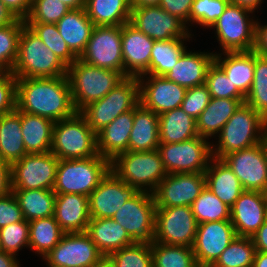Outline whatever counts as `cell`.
Listing matches in <instances>:
<instances>
[{
  "instance_id": "6da1fadb",
  "label": "cell",
  "mask_w": 267,
  "mask_h": 267,
  "mask_svg": "<svg viewBox=\"0 0 267 267\" xmlns=\"http://www.w3.org/2000/svg\"><path fill=\"white\" fill-rule=\"evenodd\" d=\"M16 109L53 122L72 117L76 110L66 76L17 78Z\"/></svg>"
},
{
  "instance_id": "7a4b0ae2",
  "label": "cell",
  "mask_w": 267,
  "mask_h": 267,
  "mask_svg": "<svg viewBox=\"0 0 267 267\" xmlns=\"http://www.w3.org/2000/svg\"><path fill=\"white\" fill-rule=\"evenodd\" d=\"M267 130V120L247 103H242L211 144L212 157L221 159L227 154L261 143Z\"/></svg>"
},
{
  "instance_id": "3957f363",
  "label": "cell",
  "mask_w": 267,
  "mask_h": 267,
  "mask_svg": "<svg viewBox=\"0 0 267 267\" xmlns=\"http://www.w3.org/2000/svg\"><path fill=\"white\" fill-rule=\"evenodd\" d=\"M71 98L76 112L102 99L126 77L119 71L99 68L79 58L67 69Z\"/></svg>"
},
{
  "instance_id": "277c9868",
  "label": "cell",
  "mask_w": 267,
  "mask_h": 267,
  "mask_svg": "<svg viewBox=\"0 0 267 267\" xmlns=\"http://www.w3.org/2000/svg\"><path fill=\"white\" fill-rule=\"evenodd\" d=\"M67 69L68 66L25 25L11 73L16 78H54L66 76Z\"/></svg>"
},
{
  "instance_id": "5b68a950",
  "label": "cell",
  "mask_w": 267,
  "mask_h": 267,
  "mask_svg": "<svg viewBox=\"0 0 267 267\" xmlns=\"http://www.w3.org/2000/svg\"><path fill=\"white\" fill-rule=\"evenodd\" d=\"M110 169L136 191L151 194L168 174L158 150L118 154L110 161Z\"/></svg>"
},
{
  "instance_id": "8992f818",
  "label": "cell",
  "mask_w": 267,
  "mask_h": 267,
  "mask_svg": "<svg viewBox=\"0 0 267 267\" xmlns=\"http://www.w3.org/2000/svg\"><path fill=\"white\" fill-rule=\"evenodd\" d=\"M109 170L110 161L100 154L84 159L59 160L53 191L89 196Z\"/></svg>"
},
{
  "instance_id": "52a82bcc",
  "label": "cell",
  "mask_w": 267,
  "mask_h": 267,
  "mask_svg": "<svg viewBox=\"0 0 267 267\" xmlns=\"http://www.w3.org/2000/svg\"><path fill=\"white\" fill-rule=\"evenodd\" d=\"M51 152L59 159H84L99 155L97 134L86 119L76 112L72 117L54 122Z\"/></svg>"
},
{
  "instance_id": "ba28073f",
  "label": "cell",
  "mask_w": 267,
  "mask_h": 267,
  "mask_svg": "<svg viewBox=\"0 0 267 267\" xmlns=\"http://www.w3.org/2000/svg\"><path fill=\"white\" fill-rule=\"evenodd\" d=\"M139 103L138 78L126 77L106 96L89 104L79 113L86 119L88 126L97 134L120 114L134 109Z\"/></svg>"
},
{
  "instance_id": "9c48e42d",
  "label": "cell",
  "mask_w": 267,
  "mask_h": 267,
  "mask_svg": "<svg viewBox=\"0 0 267 267\" xmlns=\"http://www.w3.org/2000/svg\"><path fill=\"white\" fill-rule=\"evenodd\" d=\"M252 14L253 11L248 8L228 3L211 27L216 30V39L222 47V53L253 51L256 21L254 17L249 18Z\"/></svg>"
},
{
  "instance_id": "30bf717a",
  "label": "cell",
  "mask_w": 267,
  "mask_h": 267,
  "mask_svg": "<svg viewBox=\"0 0 267 267\" xmlns=\"http://www.w3.org/2000/svg\"><path fill=\"white\" fill-rule=\"evenodd\" d=\"M156 204L153 194L136 191L112 216L132 238L133 243L152 245Z\"/></svg>"
},
{
  "instance_id": "8fae6325",
  "label": "cell",
  "mask_w": 267,
  "mask_h": 267,
  "mask_svg": "<svg viewBox=\"0 0 267 267\" xmlns=\"http://www.w3.org/2000/svg\"><path fill=\"white\" fill-rule=\"evenodd\" d=\"M157 150L167 173L205 172L212 158L211 143L201 136L177 143H160Z\"/></svg>"
},
{
  "instance_id": "7c38bea8",
  "label": "cell",
  "mask_w": 267,
  "mask_h": 267,
  "mask_svg": "<svg viewBox=\"0 0 267 267\" xmlns=\"http://www.w3.org/2000/svg\"><path fill=\"white\" fill-rule=\"evenodd\" d=\"M58 164L52 152L24 155L10 166L11 190H52Z\"/></svg>"
},
{
  "instance_id": "4fadbf2b",
  "label": "cell",
  "mask_w": 267,
  "mask_h": 267,
  "mask_svg": "<svg viewBox=\"0 0 267 267\" xmlns=\"http://www.w3.org/2000/svg\"><path fill=\"white\" fill-rule=\"evenodd\" d=\"M197 225L191 206L156 207L154 242L192 248Z\"/></svg>"
},
{
  "instance_id": "5bb4252c",
  "label": "cell",
  "mask_w": 267,
  "mask_h": 267,
  "mask_svg": "<svg viewBox=\"0 0 267 267\" xmlns=\"http://www.w3.org/2000/svg\"><path fill=\"white\" fill-rule=\"evenodd\" d=\"M79 59L99 68L119 71L124 75L122 25L95 26Z\"/></svg>"
},
{
  "instance_id": "9a60e30c",
  "label": "cell",
  "mask_w": 267,
  "mask_h": 267,
  "mask_svg": "<svg viewBox=\"0 0 267 267\" xmlns=\"http://www.w3.org/2000/svg\"><path fill=\"white\" fill-rule=\"evenodd\" d=\"M130 23L154 41L192 38L187 26L159 5L131 7Z\"/></svg>"
},
{
  "instance_id": "2e32d148",
  "label": "cell",
  "mask_w": 267,
  "mask_h": 267,
  "mask_svg": "<svg viewBox=\"0 0 267 267\" xmlns=\"http://www.w3.org/2000/svg\"><path fill=\"white\" fill-rule=\"evenodd\" d=\"M103 254L86 232L64 233L42 259L50 267H91Z\"/></svg>"
},
{
  "instance_id": "e0dca14e",
  "label": "cell",
  "mask_w": 267,
  "mask_h": 267,
  "mask_svg": "<svg viewBox=\"0 0 267 267\" xmlns=\"http://www.w3.org/2000/svg\"><path fill=\"white\" fill-rule=\"evenodd\" d=\"M221 159L239 179L244 191L267 193V160L261 143Z\"/></svg>"
},
{
  "instance_id": "ac0fdd59",
  "label": "cell",
  "mask_w": 267,
  "mask_h": 267,
  "mask_svg": "<svg viewBox=\"0 0 267 267\" xmlns=\"http://www.w3.org/2000/svg\"><path fill=\"white\" fill-rule=\"evenodd\" d=\"M206 187L205 173H168L153 196L156 207L191 206Z\"/></svg>"
},
{
  "instance_id": "d6986e66",
  "label": "cell",
  "mask_w": 267,
  "mask_h": 267,
  "mask_svg": "<svg viewBox=\"0 0 267 267\" xmlns=\"http://www.w3.org/2000/svg\"><path fill=\"white\" fill-rule=\"evenodd\" d=\"M236 236L230 220L198 224L192 246L198 267H211Z\"/></svg>"
},
{
  "instance_id": "ffe728a7",
  "label": "cell",
  "mask_w": 267,
  "mask_h": 267,
  "mask_svg": "<svg viewBox=\"0 0 267 267\" xmlns=\"http://www.w3.org/2000/svg\"><path fill=\"white\" fill-rule=\"evenodd\" d=\"M137 78L140 103L147 109L159 116L164 112L181 107L186 88L169 81L165 76L146 74Z\"/></svg>"
},
{
  "instance_id": "44dd1931",
  "label": "cell",
  "mask_w": 267,
  "mask_h": 267,
  "mask_svg": "<svg viewBox=\"0 0 267 267\" xmlns=\"http://www.w3.org/2000/svg\"><path fill=\"white\" fill-rule=\"evenodd\" d=\"M135 192L110 169L88 196L90 218H112Z\"/></svg>"
},
{
  "instance_id": "7402d4cb",
  "label": "cell",
  "mask_w": 267,
  "mask_h": 267,
  "mask_svg": "<svg viewBox=\"0 0 267 267\" xmlns=\"http://www.w3.org/2000/svg\"><path fill=\"white\" fill-rule=\"evenodd\" d=\"M267 219V193L244 191L230 207V221L237 236L252 237Z\"/></svg>"
},
{
  "instance_id": "603a6c76",
  "label": "cell",
  "mask_w": 267,
  "mask_h": 267,
  "mask_svg": "<svg viewBox=\"0 0 267 267\" xmlns=\"http://www.w3.org/2000/svg\"><path fill=\"white\" fill-rule=\"evenodd\" d=\"M154 40L130 22L122 25V54L125 77L141 76L150 65Z\"/></svg>"
},
{
  "instance_id": "cb8c5ba5",
  "label": "cell",
  "mask_w": 267,
  "mask_h": 267,
  "mask_svg": "<svg viewBox=\"0 0 267 267\" xmlns=\"http://www.w3.org/2000/svg\"><path fill=\"white\" fill-rule=\"evenodd\" d=\"M214 59L215 53L213 52L198 53L186 50L172 70L164 76L186 89L204 85L208 69Z\"/></svg>"
},
{
  "instance_id": "d4e9b609",
  "label": "cell",
  "mask_w": 267,
  "mask_h": 267,
  "mask_svg": "<svg viewBox=\"0 0 267 267\" xmlns=\"http://www.w3.org/2000/svg\"><path fill=\"white\" fill-rule=\"evenodd\" d=\"M53 216L64 233L86 232L90 221L88 196L56 194Z\"/></svg>"
},
{
  "instance_id": "484cf974",
  "label": "cell",
  "mask_w": 267,
  "mask_h": 267,
  "mask_svg": "<svg viewBox=\"0 0 267 267\" xmlns=\"http://www.w3.org/2000/svg\"><path fill=\"white\" fill-rule=\"evenodd\" d=\"M133 120L134 109L120 114L97 133V149L102 157L112 161L118 154L128 151Z\"/></svg>"
},
{
  "instance_id": "4316f807",
  "label": "cell",
  "mask_w": 267,
  "mask_h": 267,
  "mask_svg": "<svg viewBox=\"0 0 267 267\" xmlns=\"http://www.w3.org/2000/svg\"><path fill=\"white\" fill-rule=\"evenodd\" d=\"M204 173L206 187L229 207L244 192L239 179L222 159L212 157Z\"/></svg>"
},
{
  "instance_id": "83f0119b",
  "label": "cell",
  "mask_w": 267,
  "mask_h": 267,
  "mask_svg": "<svg viewBox=\"0 0 267 267\" xmlns=\"http://www.w3.org/2000/svg\"><path fill=\"white\" fill-rule=\"evenodd\" d=\"M222 55L225 57L223 58ZM214 62L225 72L227 78L246 96L254 79L255 52L215 53Z\"/></svg>"
},
{
  "instance_id": "f1b7e54d",
  "label": "cell",
  "mask_w": 267,
  "mask_h": 267,
  "mask_svg": "<svg viewBox=\"0 0 267 267\" xmlns=\"http://www.w3.org/2000/svg\"><path fill=\"white\" fill-rule=\"evenodd\" d=\"M159 144L158 115L139 103L134 108L128 151H154L158 149Z\"/></svg>"
},
{
  "instance_id": "f546056e",
  "label": "cell",
  "mask_w": 267,
  "mask_h": 267,
  "mask_svg": "<svg viewBox=\"0 0 267 267\" xmlns=\"http://www.w3.org/2000/svg\"><path fill=\"white\" fill-rule=\"evenodd\" d=\"M56 25L70 50L79 58L95 27L85 8L70 9Z\"/></svg>"
},
{
  "instance_id": "4dcf8cb0",
  "label": "cell",
  "mask_w": 267,
  "mask_h": 267,
  "mask_svg": "<svg viewBox=\"0 0 267 267\" xmlns=\"http://www.w3.org/2000/svg\"><path fill=\"white\" fill-rule=\"evenodd\" d=\"M86 233L103 255L134 244L123 226L112 218H90Z\"/></svg>"
},
{
  "instance_id": "1f68e13d",
  "label": "cell",
  "mask_w": 267,
  "mask_h": 267,
  "mask_svg": "<svg viewBox=\"0 0 267 267\" xmlns=\"http://www.w3.org/2000/svg\"><path fill=\"white\" fill-rule=\"evenodd\" d=\"M245 99L212 98L196 120L198 136L215 137ZM215 135V136H214Z\"/></svg>"
},
{
  "instance_id": "d6a6232c",
  "label": "cell",
  "mask_w": 267,
  "mask_h": 267,
  "mask_svg": "<svg viewBox=\"0 0 267 267\" xmlns=\"http://www.w3.org/2000/svg\"><path fill=\"white\" fill-rule=\"evenodd\" d=\"M27 152L21 131V111L0 116V158L10 166Z\"/></svg>"
},
{
  "instance_id": "836d02e7",
  "label": "cell",
  "mask_w": 267,
  "mask_h": 267,
  "mask_svg": "<svg viewBox=\"0 0 267 267\" xmlns=\"http://www.w3.org/2000/svg\"><path fill=\"white\" fill-rule=\"evenodd\" d=\"M54 122L21 111V131L27 154L51 152Z\"/></svg>"
},
{
  "instance_id": "e575fe53",
  "label": "cell",
  "mask_w": 267,
  "mask_h": 267,
  "mask_svg": "<svg viewBox=\"0 0 267 267\" xmlns=\"http://www.w3.org/2000/svg\"><path fill=\"white\" fill-rule=\"evenodd\" d=\"M160 143H177L198 136L196 120L181 107L158 116Z\"/></svg>"
},
{
  "instance_id": "d590c367",
  "label": "cell",
  "mask_w": 267,
  "mask_h": 267,
  "mask_svg": "<svg viewBox=\"0 0 267 267\" xmlns=\"http://www.w3.org/2000/svg\"><path fill=\"white\" fill-rule=\"evenodd\" d=\"M85 11L95 26H121L130 22V0H85Z\"/></svg>"
},
{
  "instance_id": "8d00e7d4",
  "label": "cell",
  "mask_w": 267,
  "mask_h": 267,
  "mask_svg": "<svg viewBox=\"0 0 267 267\" xmlns=\"http://www.w3.org/2000/svg\"><path fill=\"white\" fill-rule=\"evenodd\" d=\"M11 191L18 201L26 221L47 218L54 215L56 193L53 189Z\"/></svg>"
},
{
  "instance_id": "74e56055",
  "label": "cell",
  "mask_w": 267,
  "mask_h": 267,
  "mask_svg": "<svg viewBox=\"0 0 267 267\" xmlns=\"http://www.w3.org/2000/svg\"><path fill=\"white\" fill-rule=\"evenodd\" d=\"M190 38H175L166 41H155L150 58L149 68L142 74L164 76L177 64L179 57L187 50L184 41Z\"/></svg>"
},
{
  "instance_id": "f35d334b",
  "label": "cell",
  "mask_w": 267,
  "mask_h": 267,
  "mask_svg": "<svg viewBox=\"0 0 267 267\" xmlns=\"http://www.w3.org/2000/svg\"><path fill=\"white\" fill-rule=\"evenodd\" d=\"M63 235L54 216L29 221V248L42 258L60 242Z\"/></svg>"
},
{
  "instance_id": "ab89813d",
  "label": "cell",
  "mask_w": 267,
  "mask_h": 267,
  "mask_svg": "<svg viewBox=\"0 0 267 267\" xmlns=\"http://www.w3.org/2000/svg\"><path fill=\"white\" fill-rule=\"evenodd\" d=\"M151 253L153 267H198L193 249L188 246L154 242Z\"/></svg>"
},
{
  "instance_id": "60d3db41",
  "label": "cell",
  "mask_w": 267,
  "mask_h": 267,
  "mask_svg": "<svg viewBox=\"0 0 267 267\" xmlns=\"http://www.w3.org/2000/svg\"><path fill=\"white\" fill-rule=\"evenodd\" d=\"M25 24L67 66L78 59L60 35L56 24L40 22H25Z\"/></svg>"
},
{
  "instance_id": "b9f144b4",
  "label": "cell",
  "mask_w": 267,
  "mask_h": 267,
  "mask_svg": "<svg viewBox=\"0 0 267 267\" xmlns=\"http://www.w3.org/2000/svg\"><path fill=\"white\" fill-rule=\"evenodd\" d=\"M255 253L252 238L236 236L211 267H252Z\"/></svg>"
},
{
  "instance_id": "7bdbcfd3",
  "label": "cell",
  "mask_w": 267,
  "mask_h": 267,
  "mask_svg": "<svg viewBox=\"0 0 267 267\" xmlns=\"http://www.w3.org/2000/svg\"><path fill=\"white\" fill-rule=\"evenodd\" d=\"M197 224L230 220V207L223 203L207 187L191 205Z\"/></svg>"
},
{
  "instance_id": "ee69618b",
  "label": "cell",
  "mask_w": 267,
  "mask_h": 267,
  "mask_svg": "<svg viewBox=\"0 0 267 267\" xmlns=\"http://www.w3.org/2000/svg\"><path fill=\"white\" fill-rule=\"evenodd\" d=\"M25 25V20L16 18L0 27V73L12 71L18 54L19 37Z\"/></svg>"
},
{
  "instance_id": "f6af8a7d",
  "label": "cell",
  "mask_w": 267,
  "mask_h": 267,
  "mask_svg": "<svg viewBox=\"0 0 267 267\" xmlns=\"http://www.w3.org/2000/svg\"><path fill=\"white\" fill-rule=\"evenodd\" d=\"M245 103L267 120V56L255 52L254 79Z\"/></svg>"
},
{
  "instance_id": "bcb514c9",
  "label": "cell",
  "mask_w": 267,
  "mask_h": 267,
  "mask_svg": "<svg viewBox=\"0 0 267 267\" xmlns=\"http://www.w3.org/2000/svg\"><path fill=\"white\" fill-rule=\"evenodd\" d=\"M108 256L115 267H153L151 245L147 244L134 243Z\"/></svg>"
},
{
  "instance_id": "7dc6e473",
  "label": "cell",
  "mask_w": 267,
  "mask_h": 267,
  "mask_svg": "<svg viewBox=\"0 0 267 267\" xmlns=\"http://www.w3.org/2000/svg\"><path fill=\"white\" fill-rule=\"evenodd\" d=\"M23 247L29 248V221L23 220L0 228V250L16 256Z\"/></svg>"
},
{
  "instance_id": "c3c4849f",
  "label": "cell",
  "mask_w": 267,
  "mask_h": 267,
  "mask_svg": "<svg viewBox=\"0 0 267 267\" xmlns=\"http://www.w3.org/2000/svg\"><path fill=\"white\" fill-rule=\"evenodd\" d=\"M205 85L212 98L245 99L215 62L208 69Z\"/></svg>"
},
{
  "instance_id": "681fc988",
  "label": "cell",
  "mask_w": 267,
  "mask_h": 267,
  "mask_svg": "<svg viewBox=\"0 0 267 267\" xmlns=\"http://www.w3.org/2000/svg\"><path fill=\"white\" fill-rule=\"evenodd\" d=\"M69 10L61 0H33L25 22L56 24Z\"/></svg>"
},
{
  "instance_id": "f907efd6",
  "label": "cell",
  "mask_w": 267,
  "mask_h": 267,
  "mask_svg": "<svg viewBox=\"0 0 267 267\" xmlns=\"http://www.w3.org/2000/svg\"><path fill=\"white\" fill-rule=\"evenodd\" d=\"M229 0H194L190 11V24L211 28L224 12Z\"/></svg>"
},
{
  "instance_id": "816d5d0a",
  "label": "cell",
  "mask_w": 267,
  "mask_h": 267,
  "mask_svg": "<svg viewBox=\"0 0 267 267\" xmlns=\"http://www.w3.org/2000/svg\"><path fill=\"white\" fill-rule=\"evenodd\" d=\"M210 100L211 95L205 84L192 87L187 89L181 108L186 114L197 120Z\"/></svg>"
},
{
  "instance_id": "f5cc1de1",
  "label": "cell",
  "mask_w": 267,
  "mask_h": 267,
  "mask_svg": "<svg viewBox=\"0 0 267 267\" xmlns=\"http://www.w3.org/2000/svg\"><path fill=\"white\" fill-rule=\"evenodd\" d=\"M17 78L11 73H0V116L16 110Z\"/></svg>"
},
{
  "instance_id": "db71d44e",
  "label": "cell",
  "mask_w": 267,
  "mask_h": 267,
  "mask_svg": "<svg viewBox=\"0 0 267 267\" xmlns=\"http://www.w3.org/2000/svg\"><path fill=\"white\" fill-rule=\"evenodd\" d=\"M23 220V212L12 191L0 197V228Z\"/></svg>"
},
{
  "instance_id": "11a10c76",
  "label": "cell",
  "mask_w": 267,
  "mask_h": 267,
  "mask_svg": "<svg viewBox=\"0 0 267 267\" xmlns=\"http://www.w3.org/2000/svg\"><path fill=\"white\" fill-rule=\"evenodd\" d=\"M194 0H161L159 6L190 26V11ZM189 24V25H188Z\"/></svg>"
},
{
  "instance_id": "9f6ffc18",
  "label": "cell",
  "mask_w": 267,
  "mask_h": 267,
  "mask_svg": "<svg viewBox=\"0 0 267 267\" xmlns=\"http://www.w3.org/2000/svg\"><path fill=\"white\" fill-rule=\"evenodd\" d=\"M17 19L25 20L31 9L30 0H0Z\"/></svg>"
},
{
  "instance_id": "6f0895ef",
  "label": "cell",
  "mask_w": 267,
  "mask_h": 267,
  "mask_svg": "<svg viewBox=\"0 0 267 267\" xmlns=\"http://www.w3.org/2000/svg\"><path fill=\"white\" fill-rule=\"evenodd\" d=\"M253 51L259 55L267 56V24L262 25L259 23L258 19L256 20L255 45Z\"/></svg>"
},
{
  "instance_id": "680465c9",
  "label": "cell",
  "mask_w": 267,
  "mask_h": 267,
  "mask_svg": "<svg viewBox=\"0 0 267 267\" xmlns=\"http://www.w3.org/2000/svg\"><path fill=\"white\" fill-rule=\"evenodd\" d=\"M11 192L10 165L0 158V197Z\"/></svg>"
},
{
  "instance_id": "91938a15",
  "label": "cell",
  "mask_w": 267,
  "mask_h": 267,
  "mask_svg": "<svg viewBox=\"0 0 267 267\" xmlns=\"http://www.w3.org/2000/svg\"><path fill=\"white\" fill-rule=\"evenodd\" d=\"M251 238L256 251L267 253V219Z\"/></svg>"
},
{
  "instance_id": "94428289",
  "label": "cell",
  "mask_w": 267,
  "mask_h": 267,
  "mask_svg": "<svg viewBox=\"0 0 267 267\" xmlns=\"http://www.w3.org/2000/svg\"><path fill=\"white\" fill-rule=\"evenodd\" d=\"M16 256L0 250V267H20Z\"/></svg>"
},
{
  "instance_id": "6125c7cd",
  "label": "cell",
  "mask_w": 267,
  "mask_h": 267,
  "mask_svg": "<svg viewBox=\"0 0 267 267\" xmlns=\"http://www.w3.org/2000/svg\"><path fill=\"white\" fill-rule=\"evenodd\" d=\"M16 18L0 1V27L12 23Z\"/></svg>"
},
{
  "instance_id": "be15d7a7",
  "label": "cell",
  "mask_w": 267,
  "mask_h": 267,
  "mask_svg": "<svg viewBox=\"0 0 267 267\" xmlns=\"http://www.w3.org/2000/svg\"><path fill=\"white\" fill-rule=\"evenodd\" d=\"M230 3L248 8L255 12L254 10H258L261 3L264 2L263 0H229ZM258 7V8H257Z\"/></svg>"
},
{
  "instance_id": "e7e4bbea",
  "label": "cell",
  "mask_w": 267,
  "mask_h": 267,
  "mask_svg": "<svg viewBox=\"0 0 267 267\" xmlns=\"http://www.w3.org/2000/svg\"><path fill=\"white\" fill-rule=\"evenodd\" d=\"M252 267H267V253L256 251Z\"/></svg>"
},
{
  "instance_id": "03108f58",
  "label": "cell",
  "mask_w": 267,
  "mask_h": 267,
  "mask_svg": "<svg viewBox=\"0 0 267 267\" xmlns=\"http://www.w3.org/2000/svg\"><path fill=\"white\" fill-rule=\"evenodd\" d=\"M161 0H130L131 7L157 6Z\"/></svg>"
},
{
  "instance_id": "003e7915",
  "label": "cell",
  "mask_w": 267,
  "mask_h": 267,
  "mask_svg": "<svg viewBox=\"0 0 267 267\" xmlns=\"http://www.w3.org/2000/svg\"><path fill=\"white\" fill-rule=\"evenodd\" d=\"M91 267H115L114 262L108 255H103Z\"/></svg>"
},
{
  "instance_id": "a7ac6f4b",
  "label": "cell",
  "mask_w": 267,
  "mask_h": 267,
  "mask_svg": "<svg viewBox=\"0 0 267 267\" xmlns=\"http://www.w3.org/2000/svg\"><path fill=\"white\" fill-rule=\"evenodd\" d=\"M70 9L85 8V0H61Z\"/></svg>"
},
{
  "instance_id": "89a4df30",
  "label": "cell",
  "mask_w": 267,
  "mask_h": 267,
  "mask_svg": "<svg viewBox=\"0 0 267 267\" xmlns=\"http://www.w3.org/2000/svg\"><path fill=\"white\" fill-rule=\"evenodd\" d=\"M261 144H262L263 150L266 155V160H267V130L264 133L263 139L261 140Z\"/></svg>"
}]
</instances>
